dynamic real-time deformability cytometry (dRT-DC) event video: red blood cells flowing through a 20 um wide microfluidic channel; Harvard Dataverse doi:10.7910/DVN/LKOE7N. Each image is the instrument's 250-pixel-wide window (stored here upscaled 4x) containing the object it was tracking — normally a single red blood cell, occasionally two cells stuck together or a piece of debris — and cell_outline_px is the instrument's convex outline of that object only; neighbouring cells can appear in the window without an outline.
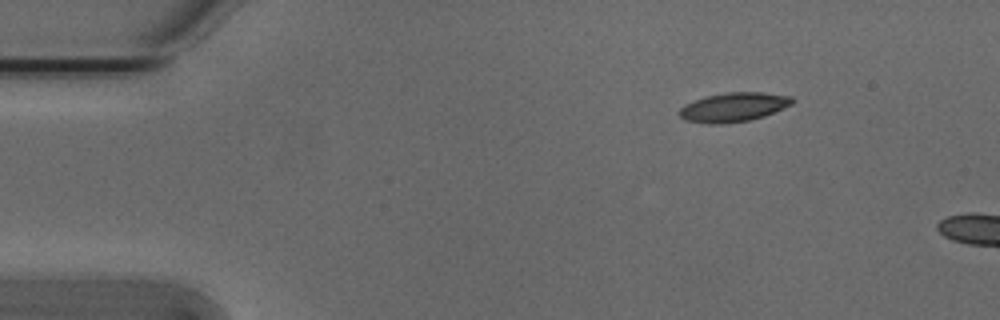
{"species": "Egyptian fruit bat (a non-hibernating species)", "species_latin": "Rousettus aegyptiacus", "temperature_condition": "cold", "stored_images_in_passage": 4, "camera_frame_rate_fps": 3000, "um_per_image_px": 0.085, "animal": {"sex": "male"}, "frame": {"image": 1, "passage_image": 1, "time_ms": 0.0, "image_size_px": [1000, 320], "cell_outline_px": [[796, 100], [792, 104], [764, 116], [748, 120], [716, 124], [712, 124], [684, 120], [680, 116], [680, 108], [684, 104], [708, 96], [728, 92], [764, 92], [792, 96]], "centroid_in_image_um": [62.39, 9.09], "position_along_channel_um": 22.6, "area_um2": 18.96}}